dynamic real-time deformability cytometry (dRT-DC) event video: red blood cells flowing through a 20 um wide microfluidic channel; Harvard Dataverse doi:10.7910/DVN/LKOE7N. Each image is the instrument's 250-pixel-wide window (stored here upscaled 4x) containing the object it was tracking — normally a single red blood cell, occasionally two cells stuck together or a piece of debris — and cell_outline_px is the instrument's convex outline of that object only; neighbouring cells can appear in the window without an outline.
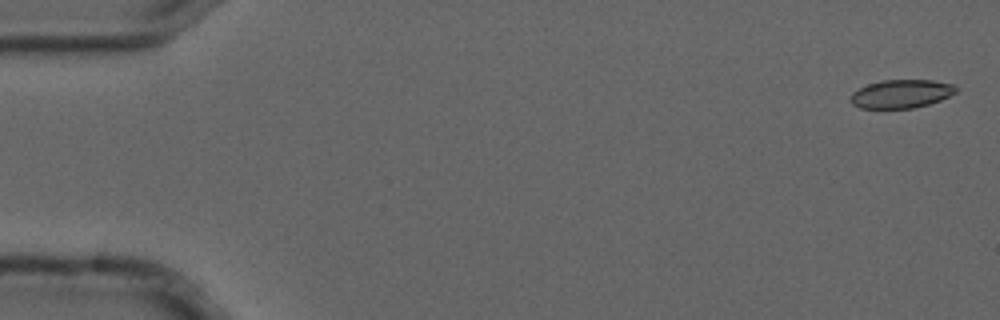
{"species": "common noctule bat (a hibernating species)", "species_latin": "Nyctalus noctula", "temperature_condition": "cold", "stored_images_in_passage": 4, "camera_frame_rate_fps": 3000, "um_per_image_px": 0.085, "animal": {"sex": "male", "forearm_length_mm": 52.5}, "frame": {"image": 1, "passage_image": 1, "time_ms": 0.0, "image_size_px": [1000, 320], "cell_outline_px": [[956, 92], [940, 100], [928, 104], [912, 108], [860, 108], [852, 104], [848, 100], [852, 92], [868, 84], [880, 80], [932, 80], [956, 84]], "centroid_in_image_um": [76.58, 7.97], "position_along_channel_um": 8.4, "area_um2": 17.51}}